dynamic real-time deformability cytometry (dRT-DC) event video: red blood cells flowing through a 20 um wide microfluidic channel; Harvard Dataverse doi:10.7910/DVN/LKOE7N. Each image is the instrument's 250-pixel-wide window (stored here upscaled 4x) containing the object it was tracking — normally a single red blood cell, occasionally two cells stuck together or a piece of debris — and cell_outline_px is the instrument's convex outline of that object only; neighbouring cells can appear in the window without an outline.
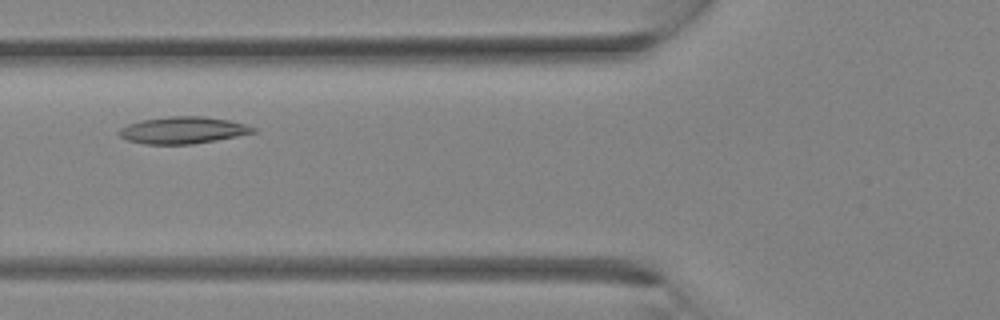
{"species": "Egyptian fruit bat (a non-hibernating species)", "species_latin": "Rousettus aegyptiacus", "temperature_condition": "room temperature", "stored_images_in_passage": 28, "camera_frame_rate_fps": 3000, "um_per_image_px": 0.085, "animal": {"sex": "female"}, "frame": {"image": 1, "passage_image": 8, "time_ms": 2.333, "image_size_px": [1000, 320], "cell_outline_px": [[256, 132], [216, 140], [192, 144], [144, 144], [128, 140], [120, 136], [116, 132], [120, 128], [128, 124], [140, 120], [168, 116], [204, 116], [228, 120], [244, 124], [256, 128]], "centroid_in_image_um": [15.51, 11.06], "position_along_channel_um": 110.3, "area_um2": 20.98}}
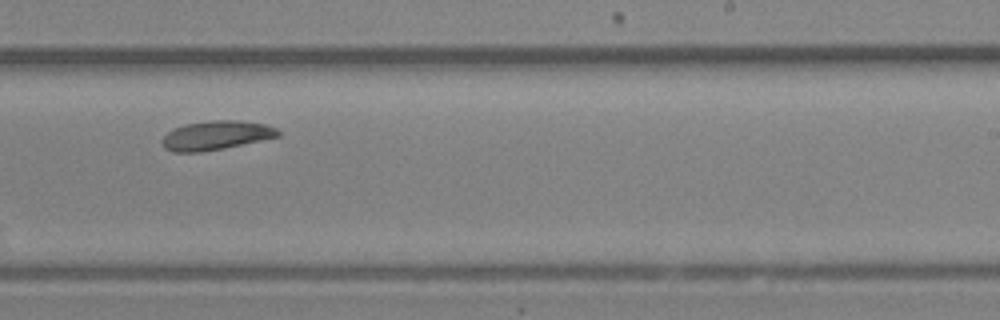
{"frame": {"image": 2, "passage_image": 16, "time_ms": 5.0, "image_size_px": [1000, 320], "cell_outline_px": [[280, 136], [264, 140], [224, 148], [200, 152], [172, 152], [164, 148], [160, 140], [168, 132], [184, 124], [212, 120], [236, 120], [264, 124], [276, 128], [280, 132]], "centroid_in_image_um": [18.36, 11.51], "position_along_channel_um": 270.6, "area_um2": 19.65}}
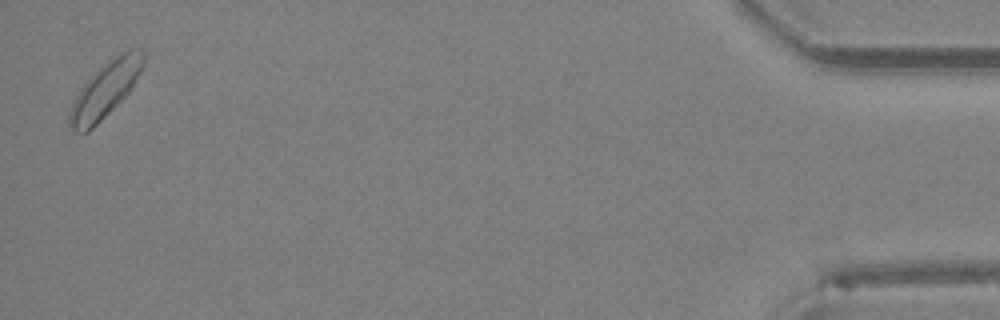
{"frame": {"image": 3, "passage_image": 28, "time_ms": 9.0, "image_size_px": [1000, 320], "cell_outline_px": [[144, 64], [140, 72], [128, 92], [88, 132], [72, 132], [68, 128], [68, 112], [72, 100], [80, 88], [108, 60], [120, 52], [128, 48], [140, 48], [144, 52]], "centroid_in_image_um": [8.9, 7.62], "position_along_channel_um": 426.3, "area_um2": 23.64}}